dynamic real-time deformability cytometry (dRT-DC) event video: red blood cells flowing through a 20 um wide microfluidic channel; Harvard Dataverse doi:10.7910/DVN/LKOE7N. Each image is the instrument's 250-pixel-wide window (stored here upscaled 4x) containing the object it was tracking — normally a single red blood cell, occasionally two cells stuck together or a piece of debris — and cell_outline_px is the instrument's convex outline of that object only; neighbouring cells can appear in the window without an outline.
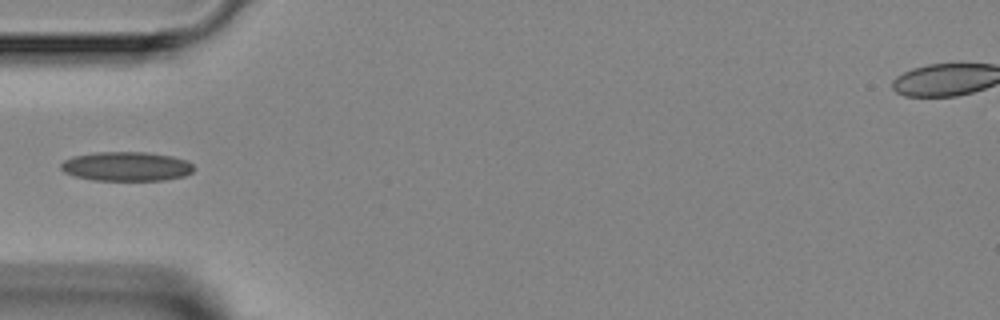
{"species": "Egyptian fruit bat (a non-hibernating species)", "species_latin": "Rousettus aegyptiacus", "temperature_condition": "room temperature", "stored_images_in_passage": 3, "camera_frame_rate_fps": 3000, "um_per_image_px": 0.085, "animal": {"sex": "female"}, "frame": {"image": 1, "passage_image": 3, "time_ms": 4.333, "image_size_px": [1000, 320], "cell_outline_px": [[196, 168], [192, 172], [184, 176], [164, 180], [92, 180], [72, 176], [64, 172], [60, 168], [60, 164], [64, 160], [72, 156], [96, 152], [148, 152], [172, 156], [188, 160]], "centroid_in_image_um": [10.74, 14.14], "position_along_channel_um": 74.3, "area_um2": 22.95}}